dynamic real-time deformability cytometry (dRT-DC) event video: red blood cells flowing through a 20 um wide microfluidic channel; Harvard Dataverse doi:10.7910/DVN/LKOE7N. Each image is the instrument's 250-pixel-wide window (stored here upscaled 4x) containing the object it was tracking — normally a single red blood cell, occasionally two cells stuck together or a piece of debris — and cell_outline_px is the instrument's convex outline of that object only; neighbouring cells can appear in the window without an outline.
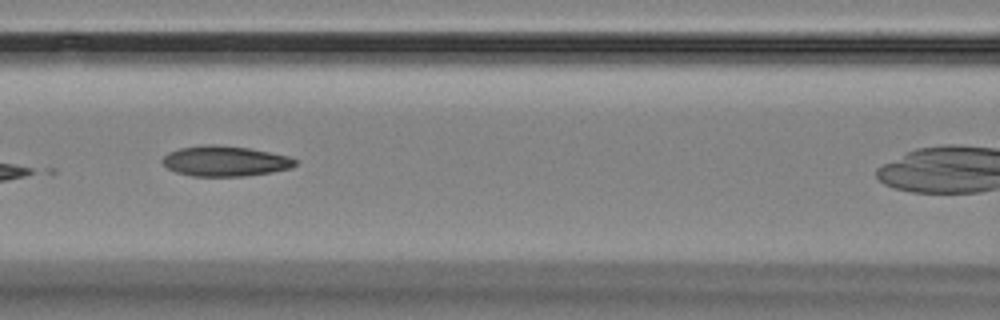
{"species": "Egyptian fruit bat (a non-hibernating species)", "species_latin": "Rousettus aegyptiacus", "temperature_condition": "room temperature", "stored_images_in_passage": 5, "camera_frame_rate_fps": 3000, "um_per_image_px": 0.085, "animal": {"sex": "female"}, "frame": {"image": 1, "passage_image": 4, "time_ms": 3.333, "image_size_px": [1000, 320], "cell_outline_px": [[300, 160], [292, 168], [272, 172], [244, 176], [192, 176], [176, 172], [168, 168], [160, 160], [168, 152], [180, 148], [204, 144], [216, 144], [248, 148], [288, 156]], "centroid_in_image_um": [19.14, 13.69], "position_along_channel_um": 147.5, "area_um2": 23.58}}